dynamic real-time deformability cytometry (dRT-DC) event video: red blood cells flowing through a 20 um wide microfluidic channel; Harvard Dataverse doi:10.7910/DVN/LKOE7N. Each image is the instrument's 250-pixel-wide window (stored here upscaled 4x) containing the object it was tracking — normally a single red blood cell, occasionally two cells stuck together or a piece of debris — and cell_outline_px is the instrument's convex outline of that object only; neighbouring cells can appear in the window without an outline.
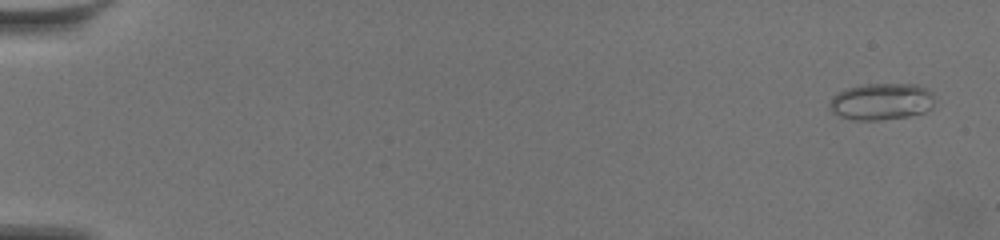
{"species": "common noctule bat (a hibernating species)", "species_latin": "Nyctalus noctula", "temperature_condition": "warm", "stored_images_in_passage": 27, "camera_frame_rate_fps": 3000, "um_per_image_px": 0.085, "animal": {"sex": "female", "body_mass_g": 19.5, "forearm_length_mm": 54.1}, "frame": {"image": 1, "passage_image": 1, "time_ms": 0.0, "image_size_px": [1000, 240], "cell_outline_px": [[932, 108], [924, 112], [908, 116], [880, 120], [852, 120], [840, 116], [832, 112], [828, 104], [832, 96], [836, 92], [848, 88], [868, 84], [916, 84], [928, 88], [932, 92]], "centroid_in_image_um": [74.9, 8.63], "position_along_channel_um": 10.1, "area_um2": 22.6}}
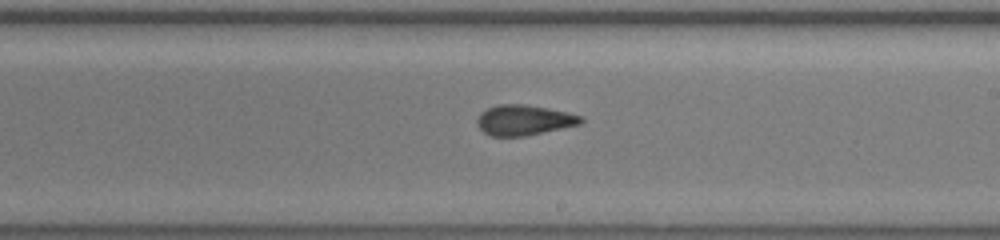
{"frame": {"image": 2, "passage_image": 16, "time_ms": 5.0, "image_size_px": [1000, 240], "cell_outline_px": [[584, 120], [580, 124], [524, 136], [492, 136], [484, 132], [476, 124], [476, 120], [480, 112], [496, 104], [524, 104], [568, 112], [580, 116]], "centroid_in_image_um": [44.49, 10.2], "position_along_channel_um": 244.5, "area_um2": 18.21}}
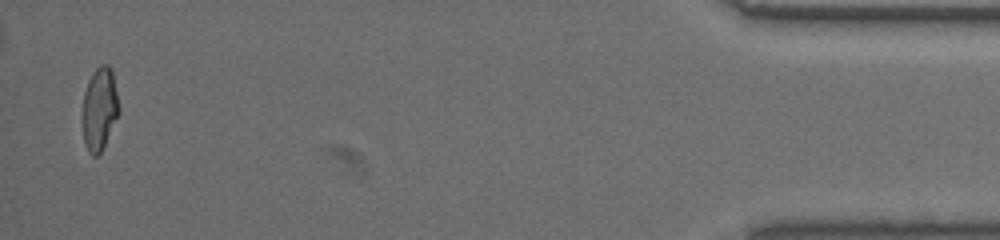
{"frame": {"image": 3, "passage_image": 27, "time_ms": 8.667, "image_size_px": [1000, 240], "cell_outline_px": [[120, 112], [100, 152], [96, 156], [92, 156], [88, 152], [84, 144], [80, 120], [84, 92], [88, 80], [96, 68], [100, 64], [108, 64], [112, 68], [120, 108]], "centroid_in_image_um": [8.43, 9.24], "position_along_channel_um": 426.8, "area_um2": 18.15}}